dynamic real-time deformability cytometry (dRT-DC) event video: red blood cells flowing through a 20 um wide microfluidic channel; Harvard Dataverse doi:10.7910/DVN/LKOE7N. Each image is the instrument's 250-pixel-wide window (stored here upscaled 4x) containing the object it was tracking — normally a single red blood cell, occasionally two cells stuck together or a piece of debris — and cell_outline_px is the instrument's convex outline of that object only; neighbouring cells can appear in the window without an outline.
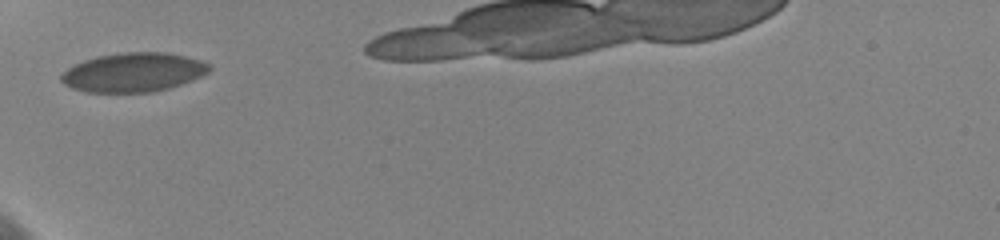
{"species": "human", "species_latin": "Homo sapiens", "temperature_condition": "cold", "stored_images_in_passage": 31, "camera_frame_rate_fps": 3000, "um_per_image_px": 0.085, "donor": {"sex": "female"}, "frame": {"image": 1, "passage_image": 1, "time_ms": 0.0, "image_size_px": [1000, 240], "cell_outline_px": [[212, 68], [208, 72], [192, 80], [168, 88], [152, 92], [84, 92], [72, 88], [64, 84], [60, 80], [60, 76], [68, 68], [84, 60], [96, 56], [124, 52], [168, 52], [200, 60], [208, 64]], "centroid_in_image_um": [11.32, 6.14], "position_along_channel_um": 73.7, "area_um2": 33.64}}
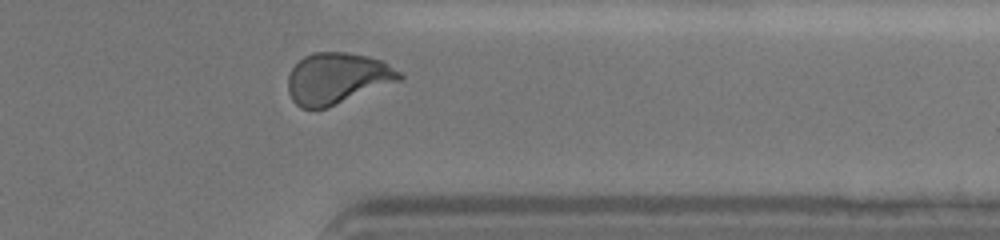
{"frame": {"image": 2, "passage_image": 27, "time_ms": 8.667, "image_size_px": [1000, 240], "cell_outline_px": [[404, 76], [400, 80], [328, 108], [300, 108], [292, 100], [288, 92], [288, 76], [292, 68], [304, 56], [312, 52], [348, 52], [368, 56], [384, 60], [400, 72]], "centroid_in_image_um": [28.66, 6.65], "position_along_channel_um": 382.7, "area_um2": 33.41}}